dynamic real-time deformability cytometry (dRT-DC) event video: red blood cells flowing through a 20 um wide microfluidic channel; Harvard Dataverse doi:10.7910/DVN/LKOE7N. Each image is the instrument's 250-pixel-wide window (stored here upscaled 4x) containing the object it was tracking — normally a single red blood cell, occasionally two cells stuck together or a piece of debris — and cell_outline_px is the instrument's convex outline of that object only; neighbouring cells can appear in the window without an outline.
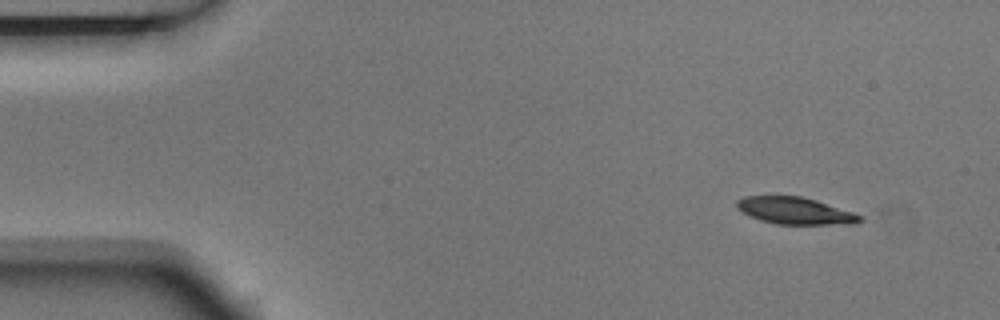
{"species": "Egyptian fruit bat (a non-hibernating species)", "species_latin": "Rousettus aegyptiacus", "temperature_condition": "room temperature", "stored_images_in_passage": 4, "camera_frame_rate_fps": 3000, "um_per_image_px": 0.085, "animal": {"sex": "male"}, "frame": {"image": 1, "passage_image": 1, "time_ms": 0.0, "image_size_px": [1000, 320], "cell_outline_px": [[864, 220], [856, 224], [776, 224], [760, 220], [736, 208], [736, 200], [744, 196], [800, 196], [816, 200], [864, 216]], "centroid_in_image_um": [67.61, 17.92], "position_along_channel_um": 17.4, "area_um2": 19.31}}
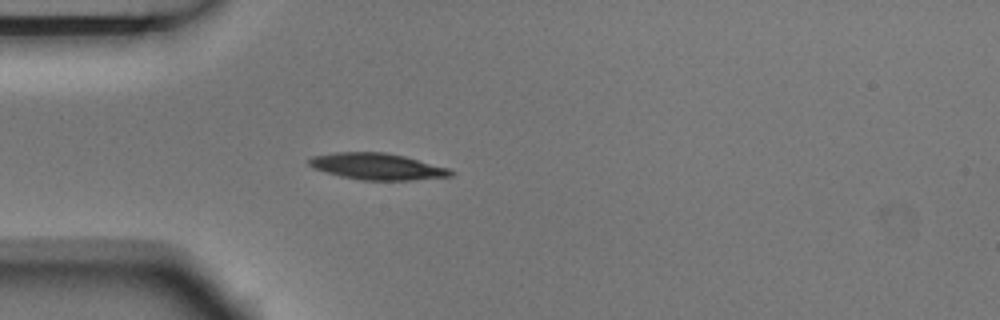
{"frame": {"image": 2, "passage_image": 4, "time_ms": 1.0, "image_size_px": [1000, 320], "cell_outline_px": [[456, 172], [452, 176], [412, 180], [360, 180], [340, 176], [312, 168], [308, 164], [308, 160], [312, 156], [336, 152], [384, 152], [404, 156], [448, 168]], "centroid_in_image_um": [32.05, 14.15], "position_along_channel_um": 53.0, "area_um2": 21.85}}